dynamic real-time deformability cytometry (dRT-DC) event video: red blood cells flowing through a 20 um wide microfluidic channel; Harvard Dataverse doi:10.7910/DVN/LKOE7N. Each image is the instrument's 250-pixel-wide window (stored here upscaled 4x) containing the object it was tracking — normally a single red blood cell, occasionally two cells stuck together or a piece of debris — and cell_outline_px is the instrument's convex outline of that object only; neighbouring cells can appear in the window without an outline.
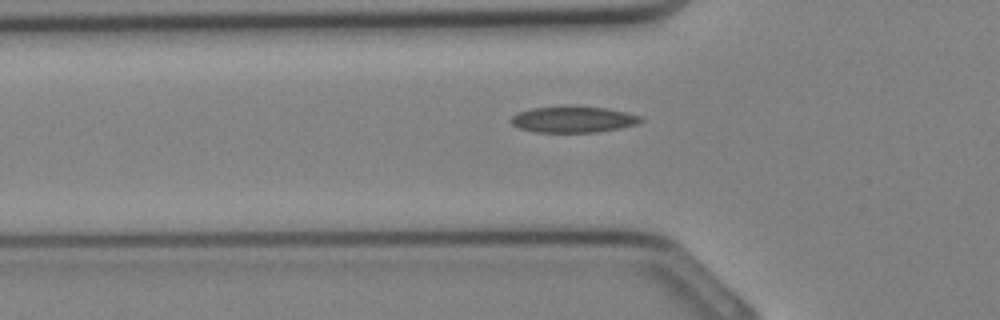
{"species": "Egyptian fruit bat (a non-hibernating species)", "species_latin": "Rousettus aegyptiacus", "temperature_condition": "cold", "stored_images_in_passage": 23, "camera_frame_rate_fps": 3000, "um_per_image_px": 0.085, "animal": {"sex": "female"}, "frame": {"image": 1, "passage_image": 4, "time_ms": 1.0, "image_size_px": [1000, 320], "cell_outline_px": [[644, 120], [636, 124], [620, 128], [596, 132], [536, 132], [520, 128], [512, 124], [508, 120], [512, 116], [520, 112], [532, 108], [564, 104], [576, 104], [608, 108], [628, 112], [640, 116]], "centroid_in_image_um": [48.73, 10.11], "position_along_channel_um": 77.1, "area_um2": 20.46}}
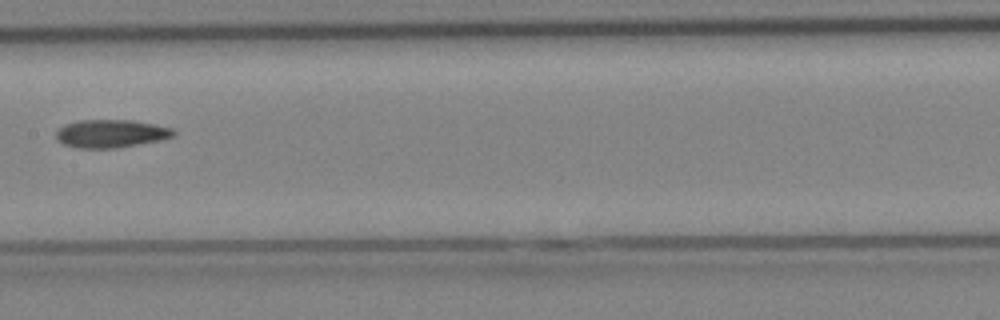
{"frame": {"image": 2, "passage_image": 10, "time_ms": 3.0, "image_size_px": [1000, 320], "cell_outline_px": [[176, 132], [172, 136], [160, 140], [116, 148], [80, 148], [64, 144], [56, 140], [56, 132], [64, 124], [80, 120], [132, 120], [156, 124], [172, 128]], "centroid_in_image_um": [9.42, 11.35], "position_along_channel_um": 198.0, "area_um2": 19.13}}
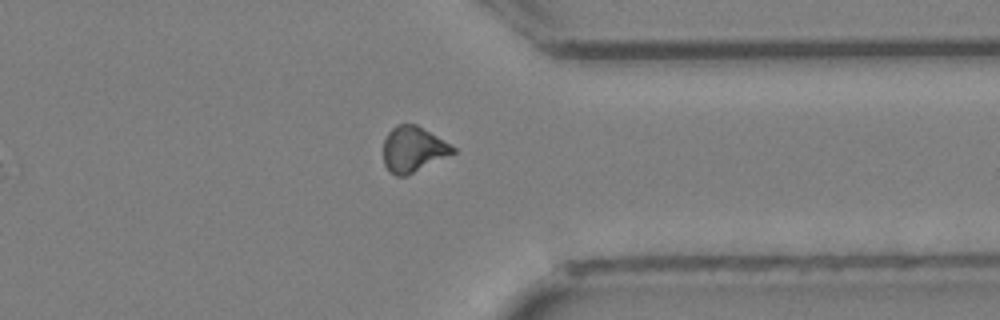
{"frame": {"image": 3, "passage_image": 19, "time_ms": 6.0, "image_size_px": [1000, 320], "cell_outline_px": [[456, 152], [408, 176], [396, 176], [388, 172], [384, 164], [384, 140], [388, 132], [396, 124], [416, 124], [456, 148]], "centroid_in_image_um": [35.09, 12.71], "position_along_channel_um": 376.3, "area_um2": 18.5}}